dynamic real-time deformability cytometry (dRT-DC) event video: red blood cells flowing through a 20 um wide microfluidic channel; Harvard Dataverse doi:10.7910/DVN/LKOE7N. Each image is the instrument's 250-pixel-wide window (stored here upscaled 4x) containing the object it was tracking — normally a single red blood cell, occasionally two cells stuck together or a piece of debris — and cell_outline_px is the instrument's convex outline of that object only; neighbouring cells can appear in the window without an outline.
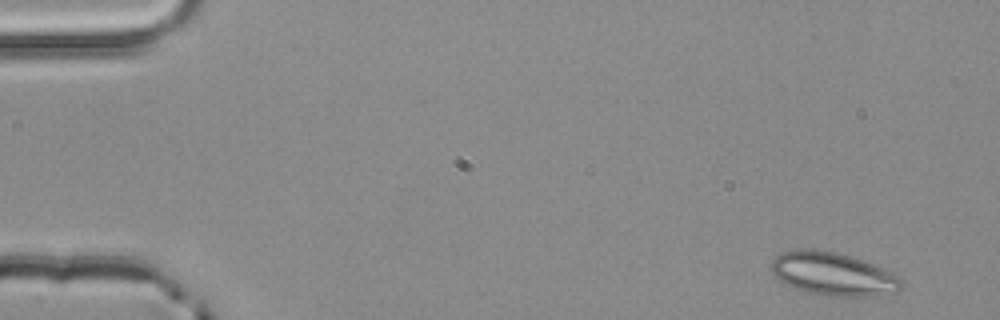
{"species": "common noctule bat (a hibernating species)", "species_latin": "Nyctalus noctula", "temperature_condition": "room temperature", "stored_images_in_passage": 4, "camera_frame_rate_fps": 3000, "um_per_image_px": 0.085, "animal": {"sex": "male", "body_mass_g": 20.4}, "frame": {"image": 1, "passage_image": 1, "time_ms": 0.0, "image_size_px": [1000, 320], "cell_outline_px": [[904, 288], [900, 292], [876, 296], [828, 296], [800, 292], [780, 280], [772, 272], [772, 260], [780, 252], [800, 248], [812, 248], [836, 252], [884, 268], [900, 276], [904, 280]], "centroid_in_image_um": [70.86, 23.3], "position_along_channel_um": 14.1, "area_um2": 33.35}}